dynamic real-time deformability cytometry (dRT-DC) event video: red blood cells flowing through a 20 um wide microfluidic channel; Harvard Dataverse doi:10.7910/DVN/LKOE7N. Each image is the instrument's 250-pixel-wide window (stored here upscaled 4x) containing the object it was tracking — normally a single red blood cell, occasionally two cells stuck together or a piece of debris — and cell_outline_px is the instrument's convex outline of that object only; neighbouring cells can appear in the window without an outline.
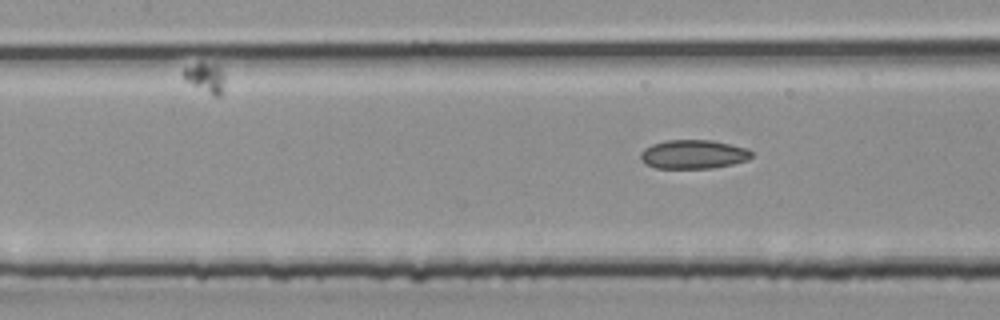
{"species": "common noctule bat (a hibernating species)", "species_latin": "Nyctalus noctula", "temperature_condition": "room temperature", "stored_images_in_passage": 14, "camera_frame_rate_fps": 3000, "um_per_image_px": 0.085, "animal": {"sex": "male", "body_mass_g": 20.4}, "frame": {"image": 1, "passage_image": 14, "time_ms": 4.333, "image_size_px": [1000, 320], "cell_outline_px": [[752, 156], [748, 160], [732, 164], [712, 168], [656, 168], [640, 160], [640, 152], [644, 148], [652, 144], [664, 140], [712, 140], [748, 148], [752, 152]], "centroid_in_image_um": [58.94, 13.11], "position_along_channel_um": 148.5, "area_um2": 18.79}}